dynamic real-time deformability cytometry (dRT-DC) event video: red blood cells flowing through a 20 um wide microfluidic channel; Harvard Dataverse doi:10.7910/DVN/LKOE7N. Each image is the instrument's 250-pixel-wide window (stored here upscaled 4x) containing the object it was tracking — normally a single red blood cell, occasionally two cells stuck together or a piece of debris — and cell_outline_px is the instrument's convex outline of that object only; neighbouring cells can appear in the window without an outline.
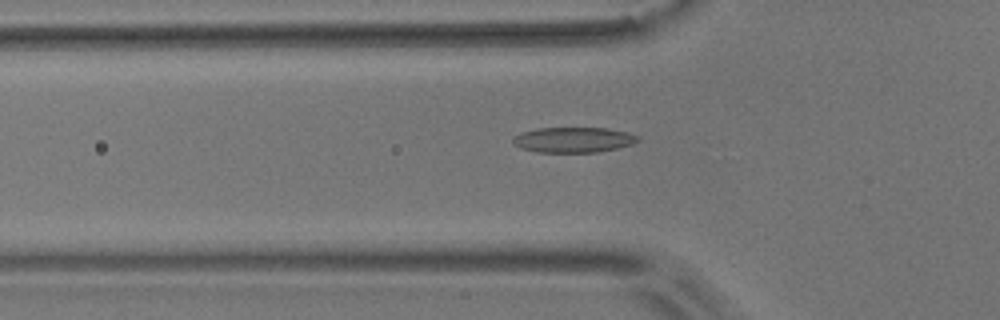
{"species": "common noctule bat (a hibernating species)", "species_latin": "Nyctalus noctula", "temperature_condition": "room temperature", "stored_images_in_passage": 55, "camera_frame_rate_fps": 3000, "um_per_image_px": 0.085, "animal": {"sex": "male", "body_mass_g": 17.9}, "frame": {"image": 1, "passage_image": 18, "time_ms": 5.667, "image_size_px": [1000, 320], "cell_outline_px": [[640, 140], [632, 144], [616, 148], [596, 152], [536, 152], [520, 148], [512, 144], [512, 136], [520, 132], [536, 128], [608, 128], [628, 132], [640, 136]], "centroid_in_image_um": [48.7, 11.87], "position_along_channel_um": 77.1, "area_um2": 18.67}}
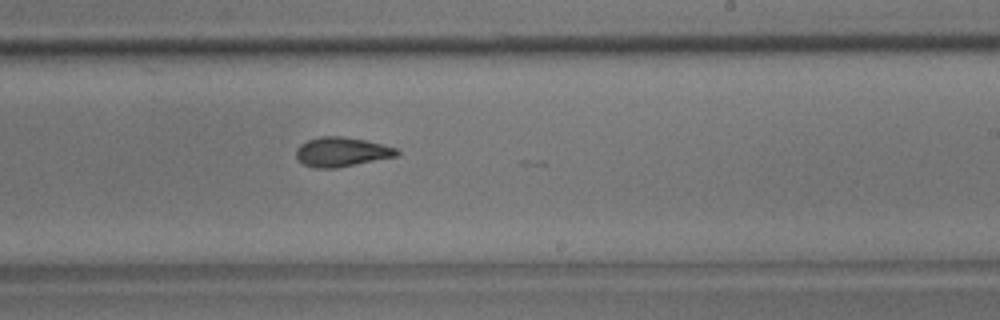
{"frame": {"image": 2, "passage_image": 33, "time_ms": 10.667, "image_size_px": [1000, 320], "cell_outline_px": [[400, 152], [396, 156], [336, 168], [312, 168], [304, 164], [296, 156], [296, 148], [300, 144], [308, 140], [320, 136], [344, 136], [364, 140], [396, 148]], "centroid_in_image_um": [29.0, 12.91], "position_along_channel_um": 260.0, "area_um2": 17.11}}
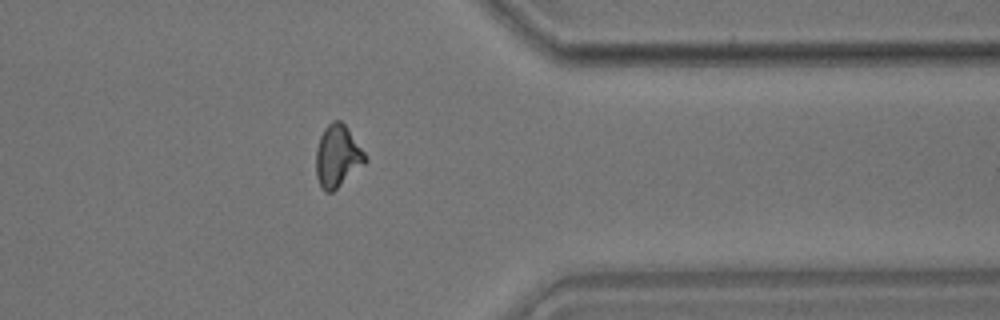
{"frame": {"image": 3, "passage_image": 44, "time_ms": 14.333, "image_size_px": [1000, 320], "cell_outline_px": [[368, 160], [364, 164], [332, 192], [324, 192], [320, 188], [316, 176], [316, 148], [320, 136], [324, 128], [332, 120], [340, 120], [348, 128], [364, 152]], "centroid_in_image_um": [28.66, 13.27], "position_along_channel_um": 382.7, "area_um2": 17.8}, "authors_computed_cell_mechanics": {"area_um2": 17.5712, "velocity_mm_per_s": 3.6404, "shape_relaxation_time_tau1_ms": 5.5304, "shape_relaxation_time_tau2_ms": 2.4645, "deformation_change_tau1": 0.1654, "deformation_change_tau2": 0.0909}}